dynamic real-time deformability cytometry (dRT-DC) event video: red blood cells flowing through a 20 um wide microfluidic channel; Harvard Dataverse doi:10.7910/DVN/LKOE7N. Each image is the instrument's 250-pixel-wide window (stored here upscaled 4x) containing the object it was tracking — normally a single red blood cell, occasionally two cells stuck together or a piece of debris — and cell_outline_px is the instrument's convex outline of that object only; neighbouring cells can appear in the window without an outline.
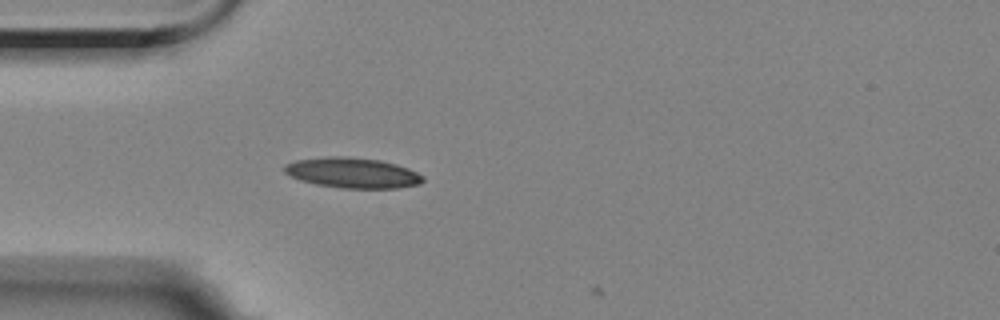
{"species": "Egyptian fruit bat (a non-hibernating species)", "species_latin": "Rousettus aegyptiacus", "temperature_condition": "room temperature", "stored_images_in_passage": 2, "camera_frame_rate_fps": 3000, "um_per_image_px": 0.085, "animal": {"sex": "female"}, "frame": {"image": 1, "passage_image": 1, "time_ms": 0.0, "image_size_px": [1000, 320], "cell_outline_px": [[424, 180], [420, 184], [396, 188], [340, 188], [316, 184], [300, 180], [284, 172], [284, 164], [296, 160], [328, 156], [344, 156], [380, 160], [396, 164], [408, 168], [424, 176]], "centroid_in_image_um": [29.97, 14.69], "position_along_channel_um": 55.0, "area_um2": 24.51}}